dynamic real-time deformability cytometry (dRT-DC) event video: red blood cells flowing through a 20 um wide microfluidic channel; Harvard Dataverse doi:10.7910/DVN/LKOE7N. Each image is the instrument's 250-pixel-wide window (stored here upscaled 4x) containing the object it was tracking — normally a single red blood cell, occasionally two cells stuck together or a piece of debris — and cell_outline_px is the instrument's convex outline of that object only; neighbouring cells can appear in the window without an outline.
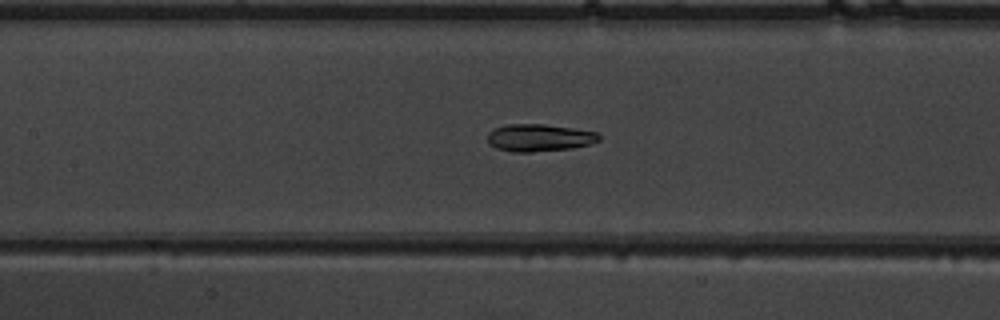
{"species": "common noctule bat (a hibernating species)", "species_latin": "Nyctalus noctula", "temperature_condition": "warm", "stored_images_in_passage": 51, "camera_frame_rate_fps": 3000, "um_per_image_px": 0.085, "animal": {"sex": "male", "body_mass_g": 19.5, "forearm_length_mm": 54.6}, "frame": {"image": 1, "passage_image": 24, "time_ms": 7.667, "image_size_px": [1000, 320], "cell_outline_px": [[600, 140], [592, 144], [572, 148], [532, 152], [512, 152], [496, 148], [488, 144], [488, 132], [492, 128], [508, 124], [544, 124], [572, 128], [596, 132], [600, 136]], "centroid_in_image_um": [45.81, 11.71], "position_along_channel_um": 161.6, "area_um2": 17.92}}
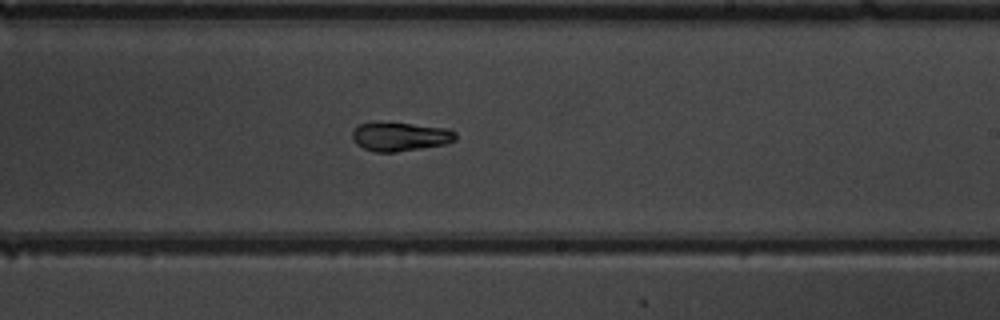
{"frame": {"image": 2, "passage_image": 31, "time_ms": 10.0, "image_size_px": [1000, 320], "cell_outline_px": [[456, 140], [448, 144], [396, 152], [376, 152], [364, 148], [356, 144], [352, 140], [352, 132], [360, 124], [372, 120], [376, 120], [448, 128], [456, 132]], "centroid_in_image_um": [34.0, 11.59], "position_along_channel_um": 255.0, "area_um2": 17.86}}
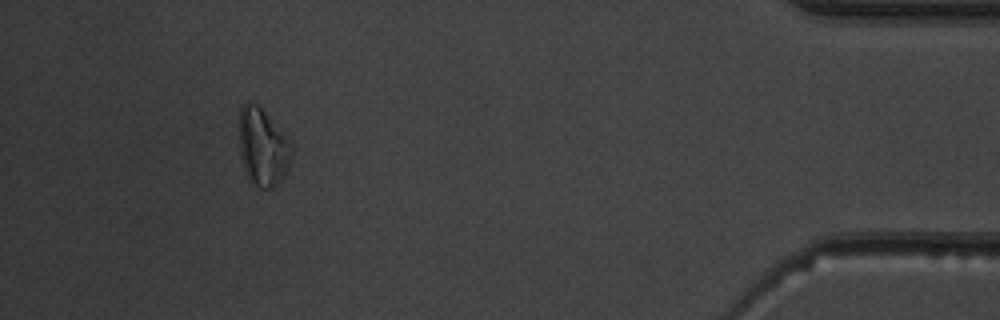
{"frame": {"image": 3, "passage_image": 47, "time_ms": 15.333, "image_size_px": [1000, 320], "cell_outline_px": [[292, 156], [288, 168], [284, 176], [272, 188], [260, 188], [248, 184], [240, 156], [240, 108], [248, 100], [256, 104], [264, 112], [292, 144]], "centroid_in_image_um": [22.31, 12.57], "position_along_channel_um": 412.9, "area_um2": 23.64}, "authors_computed_cell_mechanics": {"area_um2": 18.2648, "velocity_mm_per_s": 4.0287, "shape_relaxation_time_tau1_ms": 7.0386, "shape_relaxation_time_tau2_ms": 2.6168, "deformation_change_tau1": 0.221, "deformation_change_tau2": 0.0399}}